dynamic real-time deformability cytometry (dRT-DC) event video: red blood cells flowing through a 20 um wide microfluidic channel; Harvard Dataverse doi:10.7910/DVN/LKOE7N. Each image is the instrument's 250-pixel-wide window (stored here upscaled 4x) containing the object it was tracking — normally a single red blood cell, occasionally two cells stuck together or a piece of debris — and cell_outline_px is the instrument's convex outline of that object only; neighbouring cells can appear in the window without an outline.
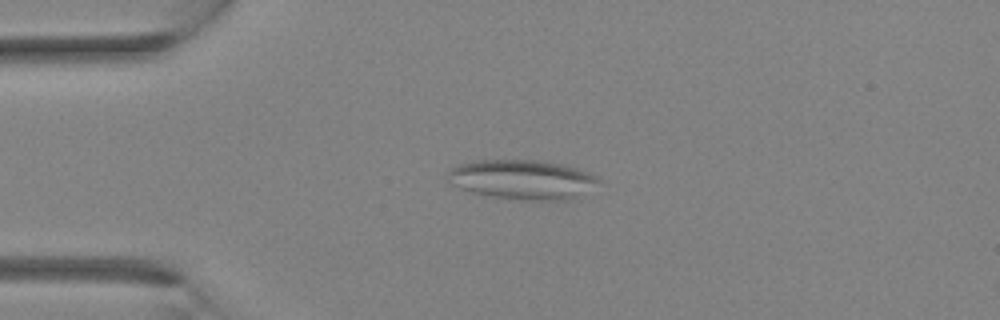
{"species": "Egyptian fruit bat (a non-hibernating species)", "species_latin": "Rousettus aegyptiacus", "temperature_condition": "room temperature", "stored_images_in_passage": 2, "camera_frame_rate_fps": 3000, "um_per_image_px": 0.085, "animal": {"sex": "female"}, "frame": {"image": 1, "passage_image": 1, "time_ms": 0.0, "image_size_px": [1000, 320], "cell_outline_px": [[600, 180], [568, 200], [520, 200], [492, 196], [472, 192], [448, 184], [448, 172], [452, 168], [460, 164], [476, 160], [540, 160], [560, 164], [588, 172], [596, 176]], "centroid_in_image_um": [44.3, 15.25], "position_along_channel_um": 40.7, "area_um2": 34.16}}